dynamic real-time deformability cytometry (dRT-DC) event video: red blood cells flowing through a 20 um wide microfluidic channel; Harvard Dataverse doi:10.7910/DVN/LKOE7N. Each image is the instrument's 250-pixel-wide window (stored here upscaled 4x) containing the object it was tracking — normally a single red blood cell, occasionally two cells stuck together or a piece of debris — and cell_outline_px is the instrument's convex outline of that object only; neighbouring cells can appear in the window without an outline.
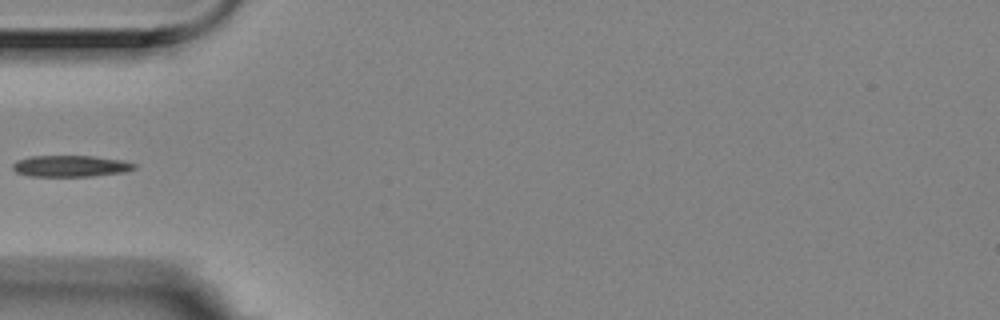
{"species": "Egyptian fruit bat (a non-hibernating species)", "species_latin": "Rousettus aegyptiacus", "temperature_condition": "room temperature", "stored_images_in_passage": 4, "camera_frame_rate_fps": 3000, "um_per_image_px": 0.085, "animal": {"sex": "female"}, "frame": {"image": 1, "passage_image": 4, "time_ms": 1.0, "image_size_px": [1000, 320], "cell_outline_px": [[136, 168], [124, 172], [92, 176], [28, 176], [16, 172], [12, 168], [12, 164], [16, 160], [32, 156], [92, 156], [120, 160], [136, 164]], "centroid_in_image_um": [5.96, 14.12], "position_along_channel_um": 79.0, "area_um2": 15.09}}